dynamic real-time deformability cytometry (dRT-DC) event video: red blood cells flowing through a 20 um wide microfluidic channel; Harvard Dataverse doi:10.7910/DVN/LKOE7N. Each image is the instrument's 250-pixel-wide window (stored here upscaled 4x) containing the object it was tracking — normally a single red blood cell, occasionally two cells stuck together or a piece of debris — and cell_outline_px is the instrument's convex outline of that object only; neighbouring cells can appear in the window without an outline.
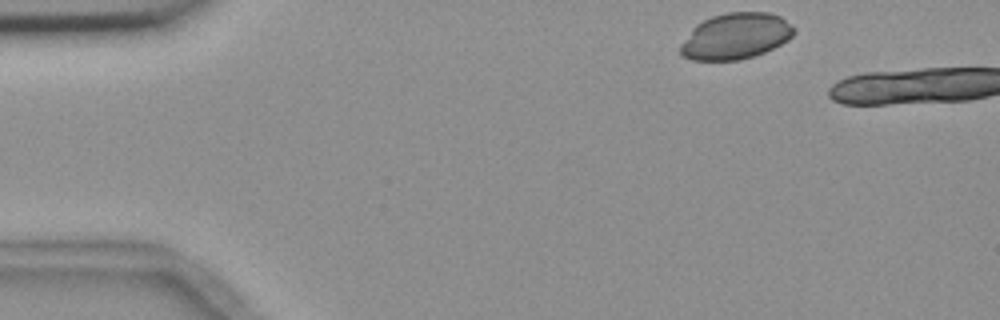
{"species": "common noctule bat (a hibernating species)", "species_latin": "Nyctalus noctula", "temperature_condition": "room temperature", "stored_images_in_passage": 4, "camera_frame_rate_fps": 3000, "um_per_image_px": 0.085, "animal": {"sex": "female", "body_mass_g": 18.4}, "frame": {"image": 1, "passage_image": 1, "time_ms": 0.0, "image_size_px": [1000, 320], "cell_outline_px": [[796, 32], [788, 40], [764, 52], [740, 60], [692, 60], [680, 56], [680, 44], [692, 28], [696, 24], [712, 16], [728, 12], [768, 12], [780, 16], [792, 24], [796, 28]], "centroid_in_image_um": [62.53, 3.07], "position_along_channel_um": 22.5, "area_um2": 30.63}}